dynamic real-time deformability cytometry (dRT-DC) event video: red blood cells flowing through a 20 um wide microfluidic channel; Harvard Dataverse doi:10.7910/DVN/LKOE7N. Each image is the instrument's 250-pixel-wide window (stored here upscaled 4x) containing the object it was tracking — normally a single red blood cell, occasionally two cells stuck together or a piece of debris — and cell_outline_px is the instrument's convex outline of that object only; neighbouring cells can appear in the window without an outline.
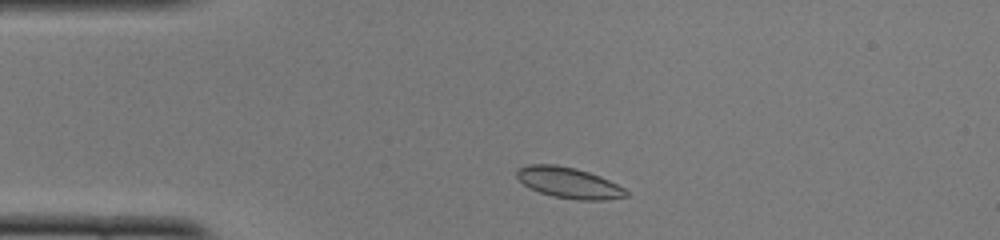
{"species": "common noctule bat (a hibernating species)", "species_latin": "Nyctalus noctula", "temperature_condition": "cold", "stored_images_in_passage": 41, "camera_frame_rate_fps": 3000, "um_per_image_px": 0.085, "animal": {"sex": "female", "body_mass_g": 22.0, "forearm_length_mm": 56.7}, "frame": {"image": 1, "passage_image": 2, "time_ms": 0.333, "image_size_px": [1000, 240], "cell_outline_px": [[628, 196], [604, 200], [576, 200], [552, 196], [540, 192], [524, 184], [516, 176], [516, 168], [528, 164], [556, 164], [576, 168], [600, 176], [624, 188], [628, 192]], "centroid_in_image_um": [48.33, 15.53], "position_along_channel_um": 36.7, "area_um2": 19.65}}
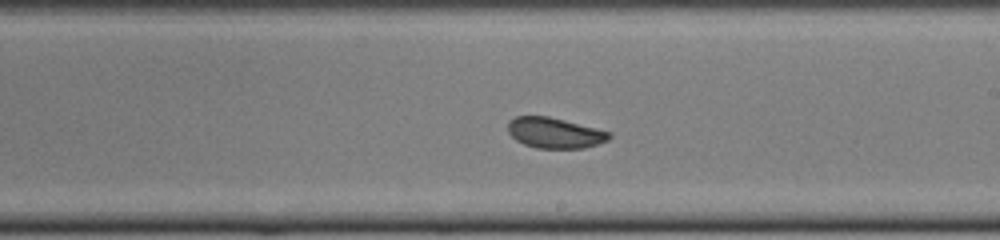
{"frame": {"image": 2, "passage_image": 20, "time_ms": 6.333, "image_size_px": [1000, 240], "cell_outline_px": [[612, 136], [608, 140], [584, 148], [536, 148], [524, 144], [516, 140], [508, 132], [508, 120], [516, 116], [548, 116], [612, 132]], "centroid_in_image_um": [47.14, 11.29], "position_along_channel_um": 241.9, "area_um2": 18.03}}
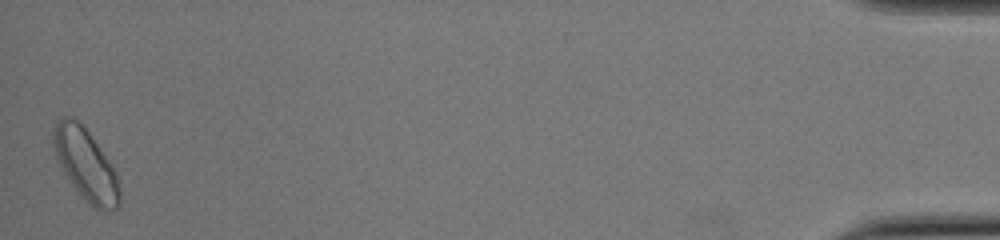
{"frame": {"image": 3, "passage_image": 41, "time_ms": 13.333, "image_size_px": [1000, 240], "cell_outline_px": [[120, 204], [112, 212], [100, 212], [80, 196], [72, 184], [60, 164], [56, 156], [52, 140], [52, 132], [56, 124], [64, 116], [68, 116], [76, 120], [88, 132], [116, 172], [120, 180]], "centroid_in_image_um": [7.32, 14.07], "position_along_channel_um": 427.9, "area_um2": 27.28}, "authors_computed_cell_mechanics": {"area_um2": 19.0162, "velocity_mm_per_s": 3.9578, "shape_relaxation_time_tau1_ms": 3.7787, "shape_relaxation_time_tau2_ms": 0.5111, "deformation_change_tau1": 0.0768, "deformation_change_tau2": 0.0419}}